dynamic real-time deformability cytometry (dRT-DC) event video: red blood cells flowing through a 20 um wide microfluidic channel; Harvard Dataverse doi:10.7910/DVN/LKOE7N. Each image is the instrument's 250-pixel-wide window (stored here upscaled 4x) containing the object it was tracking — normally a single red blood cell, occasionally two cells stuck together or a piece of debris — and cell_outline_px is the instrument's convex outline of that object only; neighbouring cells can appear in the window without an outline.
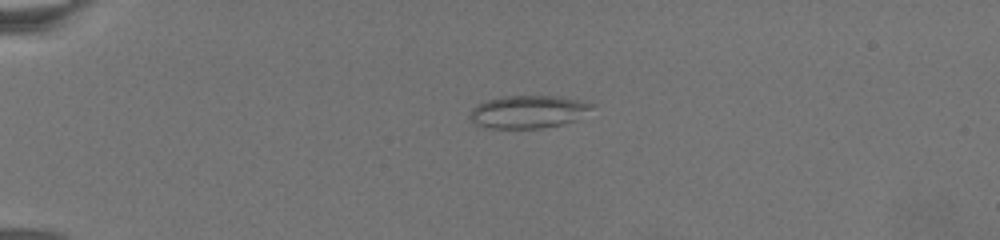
{"species": "common noctule bat (a hibernating species)", "species_latin": "Nyctalus noctula", "temperature_condition": "warm", "stored_images_in_passage": 32, "camera_frame_rate_fps": 3000, "um_per_image_px": 0.085, "animal": {"sex": "female", "body_mass_g": 19.5, "forearm_length_mm": 54.1}, "frame": {"image": 1, "passage_image": 1, "time_ms": 0.0, "image_size_px": [1000, 240], "cell_outline_px": [[592, 108], [572, 120], [560, 124], [540, 128], [488, 128], [476, 124], [468, 116], [472, 108], [488, 100], [508, 96], [552, 96], [576, 100], [592, 104]], "centroid_in_image_um": [44.81, 9.51], "position_along_channel_um": 40.2, "area_um2": 22.48}}
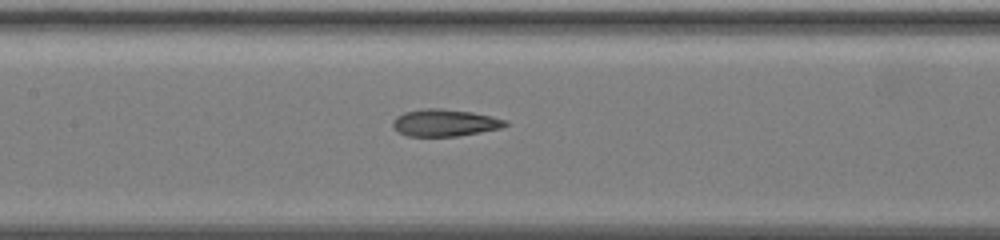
{"frame": {"image": 2, "passage_image": 15, "time_ms": 6.333, "image_size_px": [1000, 240], "cell_outline_px": [[508, 124], [500, 128], [460, 136], [408, 136], [396, 132], [392, 128], [392, 120], [396, 116], [404, 112], [420, 108], [440, 108], [472, 112], [492, 116], [508, 120]], "centroid_in_image_um": [37.76, 10.43], "position_along_channel_um": 169.6, "area_um2": 18.03}}
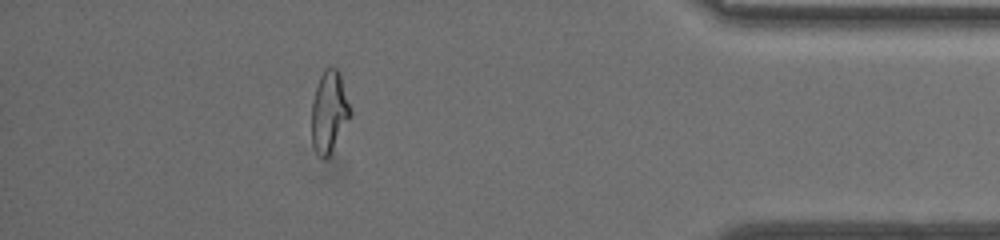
{"frame": {"image": 3, "passage_image": 28, "time_ms": 15.667, "image_size_px": [1000, 240], "cell_outline_px": [[352, 116], [328, 156], [324, 160], [316, 152], [312, 144], [312, 100], [320, 76], [324, 68], [336, 68], [340, 72], [352, 112]], "centroid_in_image_um": [27.99, 9.49], "position_along_channel_um": 407.2, "area_um2": 18.38}}